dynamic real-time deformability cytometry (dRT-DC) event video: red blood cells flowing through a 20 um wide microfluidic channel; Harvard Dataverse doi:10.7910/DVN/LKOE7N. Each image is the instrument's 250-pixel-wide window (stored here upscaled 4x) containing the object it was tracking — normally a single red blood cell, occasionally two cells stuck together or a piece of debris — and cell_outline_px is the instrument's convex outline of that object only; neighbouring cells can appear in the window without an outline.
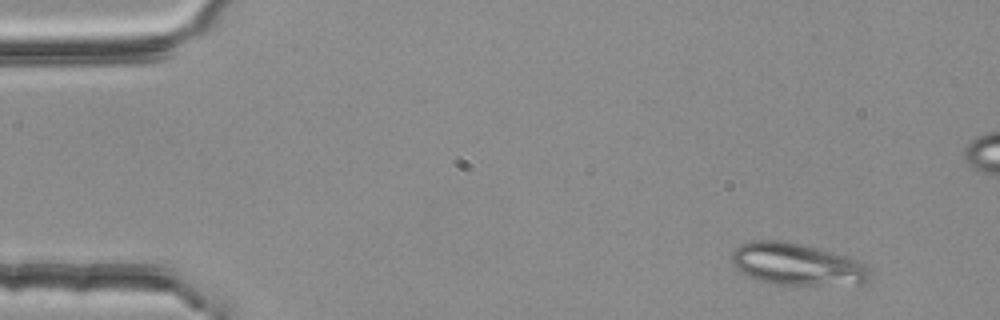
{"species": "common noctule bat (a hibernating species)", "species_latin": "Nyctalus noctula", "temperature_condition": "room temperature", "stored_images_in_passage": 3, "segment_of_instrument_passage": [2, 2], "camera_frame_rate_fps": 3000, "um_per_image_px": 0.085, "animal": {"sex": "female", "body_mass_g": 25.1}, "frame": {"image": 1, "passage_image": 3, "time_ms": 0.667, "image_size_px": [1000, 320], "cell_outline_px": [[872, 276], [868, 280], [860, 284], [776, 284], [760, 280], [748, 276], [740, 272], [732, 264], [732, 252], [740, 244], [752, 240], [776, 240], [800, 244], [848, 256], [860, 260], [872, 272]], "centroid_in_image_um": [67.75, 22.45], "position_along_channel_um": 17.2, "area_um2": 33.7}}